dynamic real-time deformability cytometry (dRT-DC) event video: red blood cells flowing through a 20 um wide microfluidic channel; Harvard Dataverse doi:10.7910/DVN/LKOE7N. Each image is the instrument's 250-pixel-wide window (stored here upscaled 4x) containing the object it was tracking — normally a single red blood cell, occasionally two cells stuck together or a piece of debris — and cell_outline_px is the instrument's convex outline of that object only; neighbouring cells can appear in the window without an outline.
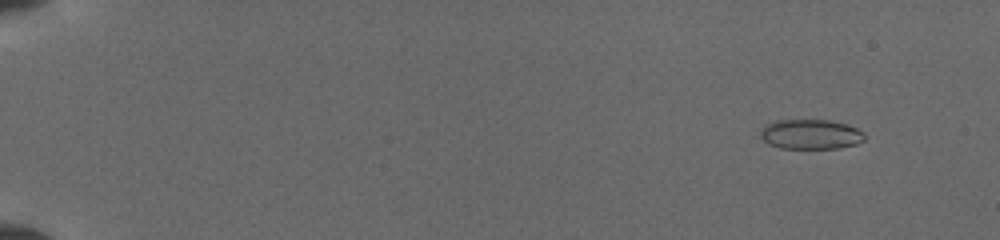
{"species": "common noctule bat (a hibernating species)", "species_latin": "Nyctalus noctula", "temperature_condition": "cold", "stored_images_in_passage": 44, "camera_frame_rate_fps": 3000, "um_per_image_px": 0.085, "animal": {"sex": "female", "body_mass_g": 19.5, "forearm_length_mm": 54.1}, "frame": {"image": 1, "passage_image": 4, "time_ms": 1.333, "image_size_px": [1000, 240], "cell_outline_px": [[864, 140], [856, 144], [840, 148], [780, 148], [768, 144], [760, 136], [760, 132], [768, 124], [776, 120], [828, 120], [844, 124], [856, 128], [864, 132]], "centroid_in_image_um": [68.91, 11.42], "position_along_channel_um": 16.1, "area_um2": 17.92}}
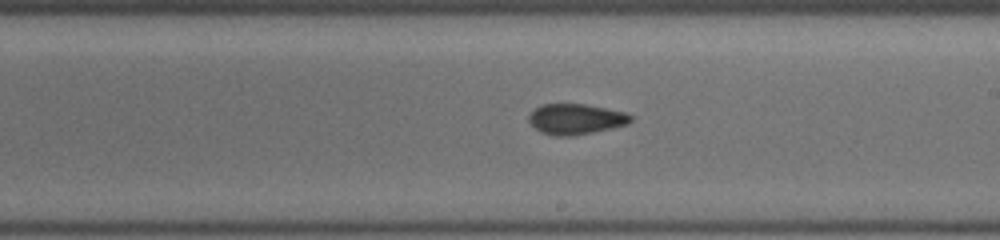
{"frame": {"image": 2, "passage_image": 27, "time_ms": 10.667, "image_size_px": [1000, 240], "cell_outline_px": [[632, 120], [624, 124], [608, 128], [572, 136], [556, 136], [540, 132], [528, 120], [528, 116], [540, 104], [584, 104], [624, 112], [632, 116]], "centroid_in_image_um": [48.88, 10.11], "position_along_channel_um": 240.1, "area_um2": 17.69}}
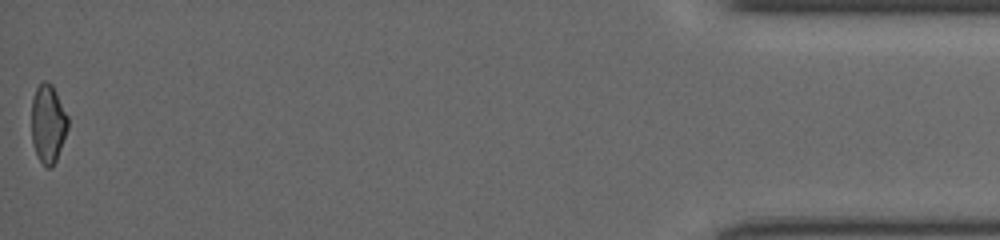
{"frame": {"image": 3, "passage_image": 44, "time_ms": 17.333, "image_size_px": [1000, 240], "cell_outline_px": [[68, 128], [56, 160], [52, 168], [44, 168], [36, 156], [32, 140], [32, 100], [36, 88], [44, 80], [52, 84], [68, 116]], "centroid_in_image_um": [4.08, 10.55], "position_along_channel_um": 431.1, "area_um2": 16.7}}